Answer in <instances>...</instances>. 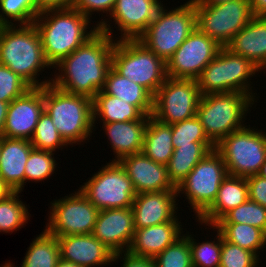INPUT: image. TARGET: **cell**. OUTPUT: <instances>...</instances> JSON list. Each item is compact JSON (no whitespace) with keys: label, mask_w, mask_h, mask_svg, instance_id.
<instances>
[{"label":"cell","mask_w":266,"mask_h":267,"mask_svg":"<svg viewBox=\"0 0 266 267\" xmlns=\"http://www.w3.org/2000/svg\"><path fill=\"white\" fill-rule=\"evenodd\" d=\"M116 40L98 29L85 43L53 66L56 70L51 84L66 93L93 99L105 85Z\"/></svg>","instance_id":"obj_1"},{"label":"cell","mask_w":266,"mask_h":267,"mask_svg":"<svg viewBox=\"0 0 266 267\" xmlns=\"http://www.w3.org/2000/svg\"><path fill=\"white\" fill-rule=\"evenodd\" d=\"M92 19L74 8L49 9L36 17L33 23L40 35L45 58L52 67L97 32L99 28L94 22L93 28L90 26Z\"/></svg>","instance_id":"obj_2"},{"label":"cell","mask_w":266,"mask_h":267,"mask_svg":"<svg viewBox=\"0 0 266 267\" xmlns=\"http://www.w3.org/2000/svg\"><path fill=\"white\" fill-rule=\"evenodd\" d=\"M0 64L18 74L31 87L51 84L50 77L42 81L38 78L45 68L53 67L45 58L34 23L0 26Z\"/></svg>","instance_id":"obj_3"},{"label":"cell","mask_w":266,"mask_h":267,"mask_svg":"<svg viewBox=\"0 0 266 267\" xmlns=\"http://www.w3.org/2000/svg\"><path fill=\"white\" fill-rule=\"evenodd\" d=\"M44 110L64 141L72 147L87 144L96 131L92 99L87 96L66 93L48 84L44 86Z\"/></svg>","instance_id":"obj_4"},{"label":"cell","mask_w":266,"mask_h":267,"mask_svg":"<svg viewBox=\"0 0 266 267\" xmlns=\"http://www.w3.org/2000/svg\"><path fill=\"white\" fill-rule=\"evenodd\" d=\"M255 100L241 92L201 95L196 117L209 140L216 146L230 133L244 128ZM246 124V125H245Z\"/></svg>","instance_id":"obj_5"},{"label":"cell","mask_w":266,"mask_h":267,"mask_svg":"<svg viewBox=\"0 0 266 267\" xmlns=\"http://www.w3.org/2000/svg\"><path fill=\"white\" fill-rule=\"evenodd\" d=\"M259 72L262 73L261 69L251 60L222 47L218 55L202 70L196 82L201 95L241 92L258 102L259 98L252 91L254 85L250 80Z\"/></svg>","instance_id":"obj_6"},{"label":"cell","mask_w":266,"mask_h":267,"mask_svg":"<svg viewBox=\"0 0 266 267\" xmlns=\"http://www.w3.org/2000/svg\"><path fill=\"white\" fill-rule=\"evenodd\" d=\"M170 10L162 5L155 19L138 38L165 63L196 28V11L193 0Z\"/></svg>","instance_id":"obj_7"},{"label":"cell","mask_w":266,"mask_h":267,"mask_svg":"<svg viewBox=\"0 0 266 267\" xmlns=\"http://www.w3.org/2000/svg\"><path fill=\"white\" fill-rule=\"evenodd\" d=\"M111 67L146 88L153 96L167 78L166 63L138 39L116 40Z\"/></svg>","instance_id":"obj_8"},{"label":"cell","mask_w":266,"mask_h":267,"mask_svg":"<svg viewBox=\"0 0 266 267\" xmlns=\"http://www.w3.org/2000/svg\"><path fill=\"white\" fill-rule=\"evenodd\" d=\"M254 126L230 133L215 150L222 156L228 175L247 178L257 175L266 159V132Z\"/></svg>","instance_id":"obj_9"},{"label":"cell","mask_w":266,"mask_h":267,"mask_svg":"<svg viewBox=\"0 0 266 267\" xmlns=\"http://www.w3.org/2000/svg\"><path fill=\"white\" fill-rule=\"evenodd\" d=\"M227 175L224 160L214 149L200 160L177 186L178 197L180 198L182 194L186 196L196 220L213 204L220 185Z\"/></svg>","instance_id":"obj_10"},{"label":"cell","mask_w":266,"mask_h":267,"mask_svg":"<svg viewBox=\"0 0 266 267\" xmlns=\"http://www.w3.org/2000/svg\"><path fill=\"white\" fill-rule=\"evenodd\" d=\"M88 178L79 190L99 210L128 208L137 192L118 161H109Z\"/></svg>","instance_id":"obj_11"},{"label":"cell","mask_w":266,"mask_h":267,"mask_svg":"<svg viewBox=\"0 0 266 267\" xmlns=\"http://www.w3.org/2000/svg\"><path fill=\"white\" fill-rule=\"evenodd\" d=\"M196 27L225 47L255 16L249 0L194 4Z\"/></svg>","instance_id":"obj_12"},{"label":"cell","mask_w":266,"mask_h":267,"mask_svg":"<svg viewBox=\"0 0 266 267\" xmlns=\"http://www.w3.org/2000/svg\"><path fill=\"white\" fill-rule=\"evenodd\" d=\"M64 198L54 199L45 230L56 237L92 234L99 209L79 189Z\"/></svg>","instance_id":"obj_13"},{"label":"cell","mask_w":266,"mask_h":267,"mask_svg":"<svg viewBox=\"0 0 266 267\" xmlns=\"http://www.w3.org/2000/svg\"><path fill=\"white\" fill-rule=\"evenodd\" d=\"M201 94L194 79L167 77L153 97L152 116L164 124H175L196 116Z\"/></svg>","instance_id":"obj_14"},{"label":"cell","mask_w":266,"mask_h":267,"mask_svg":"<svg viewBox=\"0 0 266 267\" xmlns=\"http://www.w3.org/2000/svg\"><path fill=\"white\" fill-rule=\"evenodd\" d=\"M164 5L161 0H116L115 7L107 19L103 18L96 25L100 31L110 37L120 36L117 40L138 39L155 19L160 7ZM109 18V19H108ZM120 33L113 36V25ZM110 21V22H109ZM110 23V24H109Z\"/></svg>","instance_id":"obj_15"},{"label":"cell","mask_w":266,"mask_h":267,"mask_svg":"<svg viewBox=\"0 0 266 267\" xmlns=\"http://www.w3.org/2000/svg\"><path fill=\"white\" fill-rule=\"evenodd\" d=\"M222 46L197 27L166 62L167 77L196 80Z\"/></svg>","instance_id":"obj_16"},{"label":"cell","mask_w":266,"mask_h":267,"mask_svg":"<svg viewBox=\"0 0 266 267\" xmlns=\"http://www.w3.org/2000/svg\"><path fill=\"white\" fill-rule=\"evenodd\" d=\"M43 112L44 86L31 87L21 97L9 103L2 136L30 140Z\"/></svg>","instance_id":"obj_17"},{"label":"cell","mask_w":266,"mask_h":267,"mask_svg":"<svg viewBox=\"0 0 266 267\" xmlns=\"http://www.w3.org/2000/svg\"><path fill=\"white\" fill-rule=\"evenodd\" d=\"M131 207L100 210L92 235L114 254L128 251L134 237Z\"/></svg>","instance_id":"obj_18"},{"label":"cell","mask_w":266,"mask_h":267,"mask_svg":"<svg viewBox=\"0 0 266 267\" xmlns=\"http://www.w3.org/2000/svg\"><path fill=\"white\" fill-rule=\"evenodd\" d=\"M177 190L144 192L135 196L133 205L134 228H145L172 221L179 211Z\"/></svg>","instance_id":"obj_19"},{"label":"cell","mask_w":266,"mask_h":267,"mask_svg":"<svg viewBox=\"0 0 266 267\" xmlns=\"http://www.w3.org/2000/svg\"><path fill=\"white\" fill-rule=\"evenodd\" d=\"M137 192H160L177 190L169 178L167 167L156 163L142 152L128 155L118 161Z\"/></svg>","instance_id":"obj_20"},{"label":"cell","mask_w":266,"mask_h":267,"mask_svg":"<svg viewBox=\"0 0 266 267\" xmlns=\"http://www.w3.org/2000/svg\"><path fill=\"white\" fill-rule=\"evenodd\" d=\"M60 258L81 267H104L112 263L114 253L92 234L57 237Z\"/></svg>","instance_id":"obj_21"},{"label":"cell","mask_w":266,"mask_h":267,"mask_svg":"<svg viewBox=\"0 0 266 267\" xmlns=\"http://www.w3.org/2000/svg\"><path fill=\"white\" fill-rule=\"evenodd\" d=\"M33 146L28 139L0 138V178L11 191H23L25 166Z\"/></svg>","instance_id":"obj_22"},{"label":"cell","mask_w":266,"mask_h":267,"mask_svg":"<svg viewBox=\"0 0 266 267\" xmlns=\"http://www.w3.org/2000/svg\"><path fill=\"white\" fill-rule=\"evenodd\" d=\"M179 217V218H178ZM176 216L172 221L145 228H135L128 251L134 255L154 258L183 234L182 223ZM181 223V224H180Z\"/></svg>","instance_id":"obj_23"},{"label":"cell","mask_w":266,"mask_h":267,"mask_svg":"<svg viewBox=\"0 0 266 267\" xmlns=\"http://www.w3.org/2000/svg\"><path fill=\"white\" fill-rule=\"evenodd\" d=\"M148 117L144 115L135 121L102 123L115 156L110 161H119L125 156L142 152Z\"/></svg>","instance_id":"obj_24"},{"label":"cell","mask_w":266,"mask_h":267,"mask_svg":"<svg viewBox=\"0 0 266 267\" xmlns=\"http://www.w3.org/2000/svg\"><path fill=\"white\" fill-rule=\"evenodd\" d=\"M249 199L247 179L227 175L222 181L213 204L197 219L204 227L214 226L228 212Z\"/></svg>","instance_id":"obj_25"},{"label":"cell","mask_w":266,"mask_h":267,"mask_svg":"<svg viewBox=\"0 0 266 267\" xmlns=\"http://www.w3.org/2000/svg\"><path fill=\"white\" fill-rule=\"evenodd\" d=\"M225 47L262 69L266 65V17L255 16Z\"/></svg>","instance_id":"obj_26"},{"label":"cell","mask_w":266,"mask_h":267,"mask_svg":"<svg viewBox=\"0 0 266 267\" xmlns=\"http://www.w3.org/2000/svg\"><path fill=\"white\" fill-rule=\"evenodd\" d=\"M102 91L136 106L145 116H152L154 96L140 84L118 74L112 67Z\"/></svg>","instance_id":"obj_27"},{"label":"cell","mask_w":266,"mask_h":267,"mask_svg":"<svg viewBox=\"0 0 266 267\" xmlns=\"http://www.w3.org/2000/svg\"><path fill=\"white\" fill-rule=\"evenodd\" d=\"M215 149L212 142H192V145H176L166 164L169 178L177 187L192 169L210 151Z\"/></svg>","instance_id":"obj_28"},{"label":"cell","mask_w":266,"mask_h":267,"mask_svg":"<svg viewBox=\"0 0 266 267\" xmlns=\"http://www.w3.org/2000/svg\"><path fill=\"white\" fill-rule=\"evenodd\" d=\"M92 103L94 129H96L95 125L98 123L135 121L144 116L136 106L112 95L105 94L102 90L95 95Z\"/></svg>","instance_id":"obj_29"},{"label":"cell","mask_w":266,"mask_h":267,"mask_svg":"<svg viewBox=\"0 0 266 267\" xmlns=\"http://www.w3.org/2000/svg\"><path fill=\"white\" fill-rule=\"evenodd\" d=\"M173 151L172 126L161 123L153 116H149L142 153L156 163L166 166Z\"/></svg>","instance_id":"obj_30"},{"label":"cell","mask_w":266,"mask_h":267,"mask_svg":"<svg viewBox=\"0 0 266 267\" xmlns=\"http://www.w3.org/2000/svg\"><path fill=\"white\" fill-rule=\"evenodd\" d=\"M214 227L226 241L247 249L258 257L266 248V233L257 227L241 223H216Z\"/></svg>","instance_id":"obj_31"},{"label":"cell","mask_w":266,"mask_h":267,"mask_svg":"<svg viewBox=\"0 0 266 267\" xmlns=\"http://www.w3.org/2000/svg\"><path fill=\"white\" fill-rule=\"evenodd\" d=\"M21 267H56L60 259V248L57 237L45 229L27 248Z\"/></svg>","instance_id":"obj_32"},{"label":"cell","mask_w":266,"mask_h":267,"mask_svg":"<svg viewBox=\"0 0 266 267\" xmlns=\"http://www.w3.org/2000/svg\"><path fill=\"white\" fill-rule=\"evenodd\" d=\"M21 193L12 191L0 200V233L12 234L28 224L31 216L28 206L19 198Z\"/></svg>","instance_id":"obj_33"},{"label":"cell","mask_w":266,"mask_h":267,"mask_svg":"<svg viewBox=\"0 0 266 267\" xmlns=\"http://www.w3.org/2000/svg\"><path fill=\"white\" fill-rule=\"evenodd\" d=\"M37 16V0H0V26L32 24Z\"/></svg>","instance_id":"obj_34"},{"label":"cell","mask_w":266,"mask_h":267,"mask_svg":"<svg viewBox=\"0 0 266 267\" xmlns=\"http://www.w3.org/2000/svg\"><path fill=\"white\" fill-rule=\"evenodd\" d=\"M30 142L34 149L54 153H56L57 149L63 150L64 147L68 148L69 146L57 131L52 118L45 110L39 117Z\"/></svg>","instance_id":"obj_35"},{"label":"cell","mask_w":266,"mask_h":267,"mask_svg":"<svg viewBox=\"0 0 266 267\" xmlns=\"http://www.w3.org/2000/svg\"><path fill=\"white\" fill-rule=\"evenodd\" d=\"M213 228L217 234L212 240H207L203 242H197V239L193 237L190 233V248L192 256V266L193 267H219L221 258V248H222V235L214 227L208 226V229ZM216 240V241H215Z\"/></svg>","instance_id":"obj_36"},{"label":"cell","mask_w":266,"mask_h":267,"mask_svg":"<svg viewBox=\"0 0 266 267\" xmlns=\"http://www.w3.org/2000/svg\"><path fill=\"white\" fill-rule=\"evenodd\" d=\"M54 152L32 149L25 166V185L28 182L49 180L57 170ZM56 169V170H55Z\"/></svg>","instance_id":"obj_37"},{"label":"cell","mask_w":266,"mask_h":267,"mask_svg":"<svg viewBox=\"0 0 266 267\" xmlns=\"http://www.w3.org/2000/svg\"><path fill=\"white\" fill-rule=\"evenodd\" d=\"M153 261L156 267H193L189 231L166 247Z\"/></svg>","instance_id":"obj_38"},{"label":"cell","mask_w":266,"mask_h":267,"mask_svg":"<svg viewBox=\"0 0 266 267\" xmlns=\"http://www.w3.org/2000/svg\"><path fill=\"white\" fill-rule=\"evenodd\" d=\"M217 223L248 224L257 227L266 233V208L257 202L248 199L228 212Z\"/></svg>","instance_id":"obj_39"},{"label":"cell","mask_w":266,"mask_h":267,"mask_svg":"<svg viewBox=\"0 0 266 267\" xmlns=\"http://www.w3.org/2000/svg\"><path fill=\"white\" fill-rule=\"evenodd\" d=\"M172 145H192V142H211L196 116L172 124Z\"/></svg>","instance_id":"obj_40"},{"label":"cell","mask_w":266,"mask_h":267,"mask_svg":"<svg viewBox=\"0 0 266 267\" xmlns=\"http://www.w3.org/2000/svg\"><path fill=\"white\" fill-rule=\"evenodd\" d=\"M260 258L253 252L226 241L222 237L219 267H259Z\"/></svg>","instance_id":"obj_41"},{"label":"cell","mask_w":266,"mask_h":267,"mask_svg":"<svg viewBox=\"0 0 266 267\" xmlns=\"http://www.w3.org/2000/svg\"><path fill=\"white\" fill-rule=\"evenodd\" d=\"M31 86L7 66L0 64V101L11 103L25 94Z\"/></svg>","instance_id":"obj_42"},{"label":"cell","mask_w":266,"mask_h":267,"mask_svg":"<svg viewBox=\"0 0 266 267\" xmlns=\"http://www.w3.org/2000/svg\"><path fill=\"white\" fill-rule=\"evenodd\" d=\"M116 4V0H73L71 8H74L84 14L87 18L92 15L103 14L110 16Z\"/></svg>","instance_id":"obj_43"},{"label":"cell","mask_w":266,"mask_h":267,"mask_svg":"<svg viewBox=\"0 0 266 267\" xmlns=\"http://www.w3.org/2000/svg\"><path fill=\"white\" fill-rule=\"evenodd\" d=\"M249 200L266 208V179L259 175L247 177Z\"/></svg>","instance_id":"obj_44"},{"label":"cell","mask_w":266,"mask_h":267,"mask_svg":"<svg viewBox=\"0 0 266 267\" xmlns=\"http://www.w3.org/2000/svg\"><path fill=\"white\" fill-rule=\"evenodd\" d=\"M118 260L122 262L121 267H156L153 258L134 255L129 251L115 253L112 264Z\"/></svg>","instance_id":"obj_45"},{"label":"cell","mask_w":266,"mask_h":267,"mask_svg":"<svg viewBox=\"0 0 266 267\" xmlns=\"http://www.w3.org/2000/svg\"><path fill=\"white\" fill-rule=\"evenodd\" d=\"M38 15L49 9H68L71 8L73 0H37Z\"/></svg>","instance_id":"obj_46"},{"label":"cell","mask_w":266,"mask_h":267,"mask_svg":"<svg viewBox=\"0 0 266 267\" xmlns=\"http://www.w3.org/2000/svg\"><path fill=\"white\" fill-rule=\"evenodd\" d=\"M254 16L266 17V0H249Z\"/></svg>","instance_id":"obj_47"},{"label":"cell","mask_w":266,"mask_h":267,"mask_svg":"<svg viewBox=\"0 0 266 267\" xmlns=\"http://www.w3.org/2000/svg\"><path fill=\"white\" fill-rule=\"evenodd\" d=\"M9 102L0 101V138L3 135Z\"/></svg>","instance_id":"obj_48"},{"label":"cell","mask_w":266,"mask_h":267,"mask_svg":"<svg viewBox=\"0 0 266 267\" xmlns=\"http://www.w3.org/2000/svg\"><path fill=\"white\" fill-rule=\"evenodd\" d=\"M12 192L9 187L0 178V200Z\"/></svg>","instance_id":"obj_49"},{"label":"cell","mask_w":266,"mask_h":267,"mask_svg":"<svg viewBox=\"0 0 266 267\" xmlns=\"http://www.w3.org/2000/svg\"><path fill=\"white\" fill-rule=\"evenodd\" d=\"M232 0H193L194 4H220Z\"/></svg>","instance_id":"obj_50"},{"label":"cell","mask_w":266,"mask_h":267,"mask_svg":"<svg viewBox=\"0 0 266 267\" xmlns=\"http://www.w3.org/2000/svg\"><path fill=\"white\" fill-rule=\"evenodd\" d=\"M56 267H81L73 262L65 261L63 259H59Z\"/></svg>","instance_id":"obj_51"},{"label":"cell","mask_w":266,"mask_h":267,"mask_svg":"<svg viewBox=\"0 0 266 267\" xmlns=\"http://www.w3.org/2000/svg\"><path fill=\"white\" fill-rule=\"evenodd\" d=\"M257 175L266 179V159L264 163L262 164L261 169Z\"/></svg>","instance_id":"obj_52"},{"label":"cell","mask_w":266,"mask_h":267,"mask_svg":"<svg viewBox=\"0 0 266 267\" xmlns=\"http://www.w3.org/2000/svg\"><path fill=\"white\" fill-rule=\"evenodd\" d=\"M15 263H11L10 260H8L7 262L5 261L4 265L2 264L0 267H14Z\"/></svg>","instance_id":"obj_53"},{"label":"cell","mask_w":266,"mask_h":267,"mask_svg":"<svg viewBox=\"0 0 266 267\" xmlns=\"http://www.w3.org/2000/svg\"><path fill=\"white\" fill-rule=\"evenodd\" d=\"M261 71H263V73L266 72V65L261 69Z\"/></svg>","instance_id":"obj_54"}]
</instances>
